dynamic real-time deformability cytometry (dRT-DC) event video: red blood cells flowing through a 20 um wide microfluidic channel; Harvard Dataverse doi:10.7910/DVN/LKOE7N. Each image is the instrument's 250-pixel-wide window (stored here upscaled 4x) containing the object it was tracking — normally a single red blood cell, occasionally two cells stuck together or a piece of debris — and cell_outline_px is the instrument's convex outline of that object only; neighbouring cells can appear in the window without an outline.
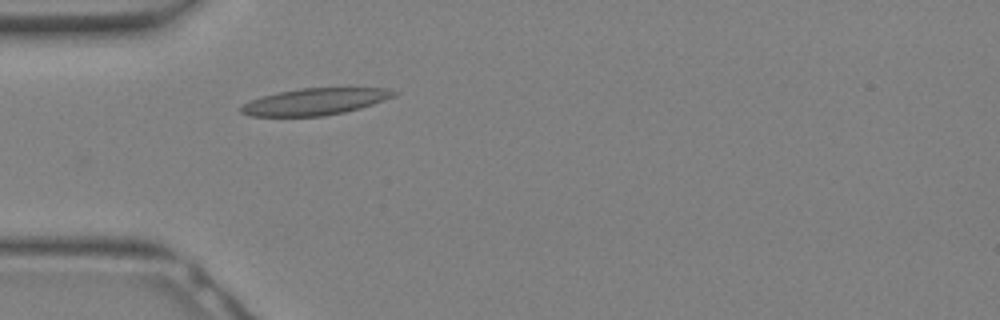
{"species": "Egyptian fruit bat (a non-hibernating species)", "species_latin": "Rousettus aegyptiacus", "temperature_condition": "warm", "stored_images_in_passage": 10, "camera_frame_rate_fps": 3000, "um_per_image_px": 0.085, "animal": {"sex": "female"}, "frame": {"image": 1, "passage_image": 6, "time_ms": 1.667, "image_size_px": [1000, 320], "cell_outline_px": [[400, 92], [396, 96], [360, 108], [344, 112], [324, 116], [252, 116], [240, 112], [240, 108], [244, 104], [252, 100], [264, 96], [280, 92], [300, 88], [388, 88]], "centroid_in_image_um": [26.83, 8.63], "position_along_channel_um": 58.2, "area_um2": 23.58}}
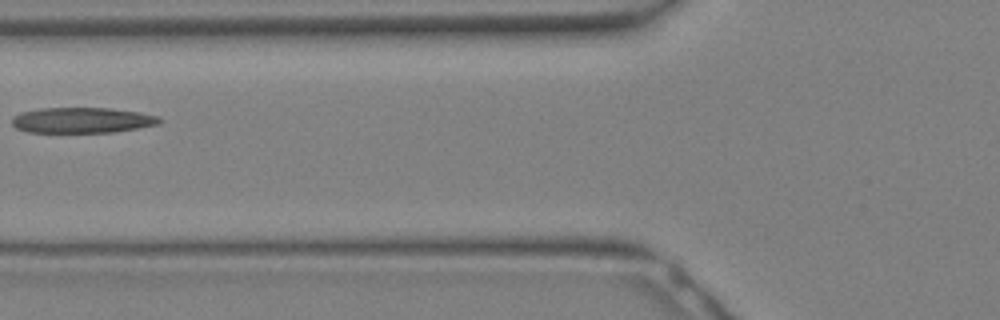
{"frame": {"image": 2, "passage_image": 9, "time_ms": 2.667, "image_size_px": [1000, 320], "cell_outline_px": [[164, 120], [160, 124], [112, 132], [28, 132], [16, 128], [12, 124], [12, 116], [20, 112], [40, 108], [108, 108], [136, 112], [160, 116]], "centroid_in_image_um": [6.97, 10.21], "position_along_channel_um": 118.8, "area_um2": 21.96}}